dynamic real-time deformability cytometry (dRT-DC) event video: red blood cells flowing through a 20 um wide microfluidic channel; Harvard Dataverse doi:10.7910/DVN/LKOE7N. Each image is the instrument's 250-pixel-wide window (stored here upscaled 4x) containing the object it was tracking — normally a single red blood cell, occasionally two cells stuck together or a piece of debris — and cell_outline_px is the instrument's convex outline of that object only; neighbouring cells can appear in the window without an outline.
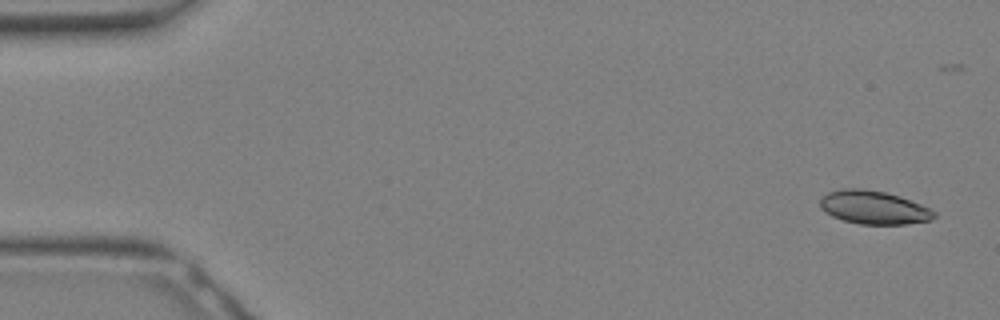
{"species": "Egyptian fruit bat (a non-hibernating species)", "species_latin": "Rousettus aegyptiacus", "temperature_condition": "warm", "stored_images_in_passage": 21, "camera_frame_rate_fps": 3000, "um_per_image_px": 0.085, "animal": {"sex": "female"}, "frame": {"image": 1, "passage_image": 1, "time_ms": 0.0, "image_size_px": [1000, 320], "cell_outline_px": [[936, 216], [932, 220], [908, 224], [860, 224], [844, 220], [832, 216], [824, 212], [820, 208], [820, 196], [828, 192], [844, 188], [860, 188], [884, 192], [900, 196], [920, 204], [936, 212]], "centroid_in_image_um": [74.24, 17.63], "position_along_channel_um": 10.8, "area_um2": 22.25}}
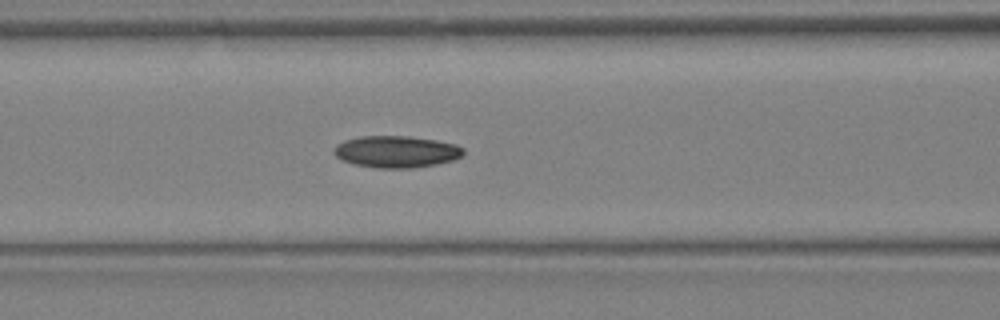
{"frame": {"image": 2, "passage_image": 13, "time_ms": 4.0, "image_size_px": [1000, 320], "cell_outline_px": [[464, 156], [452, 160], [436, 164], [412, 168], [376, 168], [356, 164], [344, 160], [336, 156], [332, 152], [332, 148], [336, 144], [344, 140], [360, 136], [408, 136], [436, 140], [456, 144], [464, 148]], "centroid_in_image_um": [33.69, 12.88], "position_along_channel_um": 132.9, "area_um2": 24.1}}
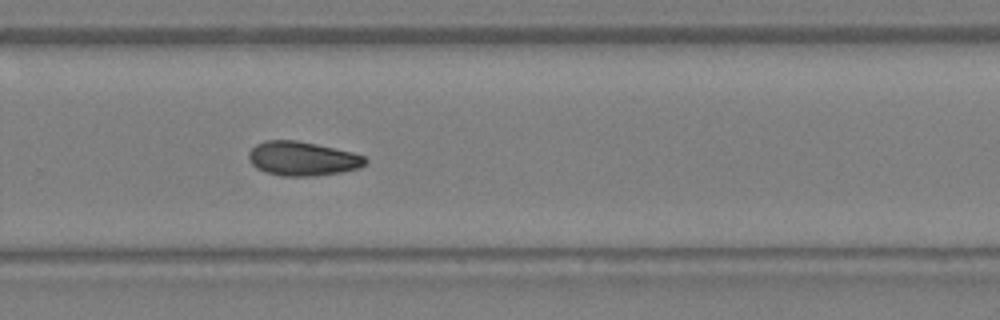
{"frame": {"image": 3, "passage_image": 21, "time_ms": 6.667, "image_size_px": [1000, 320], "cell_outline_px": [[368, 160], [360, 168], [344, 172], [316, 176], [280, 176], [256, 168], [252, 164], [248, 156], [248, 152], [256, 144], [264, 140], [296, 140], [316, 144], [352, 152], [364, 156]], "centroid_in_image_um": [25.71, 13.49], "position_along_channel_um": 304.1, "area_um2": 23.29}}